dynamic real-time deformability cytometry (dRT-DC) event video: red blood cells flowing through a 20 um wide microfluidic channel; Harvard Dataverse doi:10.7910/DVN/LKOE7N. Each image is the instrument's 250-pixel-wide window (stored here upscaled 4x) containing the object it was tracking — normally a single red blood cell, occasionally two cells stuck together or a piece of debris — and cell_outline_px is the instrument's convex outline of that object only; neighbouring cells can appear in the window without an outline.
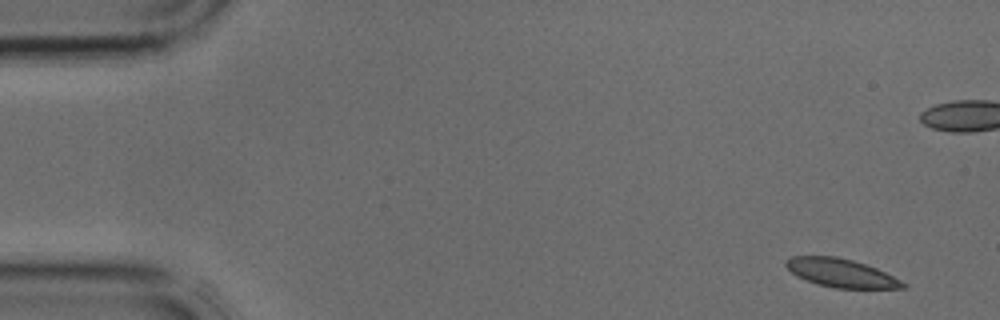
{"species": "common noctule bat (a hibernating species)", "species_latin": "Nyctalus noctula", "temperature_condition": "cold", "stored_images_in_passage": 8, "camera_frame_rate_fps": 3000, "um_per_image_px": 0.085, "animal": {"sex": "male", "body_mass_g": 17.9, "forearm_length_mm": 54.2}, "frame": {"image": 1, "passage_image": 1, "time_ms": 0.0, "image_size_px": [1000, 320], "cell_outline_px": [[908, 288], [836, 288], [816, 284], [796, 276], [784, 264], [784, 260], [792, 256], [836, 256], [852, 260], [876, 268], [908, 284]], "centroid_in_image_um": [71.47, 23.2], "position_along_channel_um": 13.5, "area_um2": 19.31}}
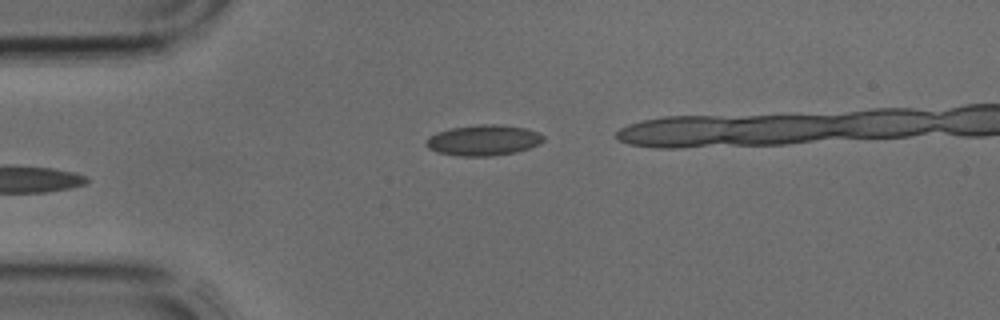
{"frame": {"image": 2, "passage_image": 4, "time_ms": 1.0, "image_size_px": [1000, 320], "cell_outline_px": [[544, 140], [540, 144], [516, 152], [492, 156], [460, 156], [436, 152], [428, 148], [424, 144], [428, 136], [436, 132], [452, 128], [480, 124], [500, 124], [524, 128], [540, 132], [544, 136]], "centroid_in_image_um": [41.08, 11.92], "position_along_channel_um": 43.9, "area_um2": 21.15}}